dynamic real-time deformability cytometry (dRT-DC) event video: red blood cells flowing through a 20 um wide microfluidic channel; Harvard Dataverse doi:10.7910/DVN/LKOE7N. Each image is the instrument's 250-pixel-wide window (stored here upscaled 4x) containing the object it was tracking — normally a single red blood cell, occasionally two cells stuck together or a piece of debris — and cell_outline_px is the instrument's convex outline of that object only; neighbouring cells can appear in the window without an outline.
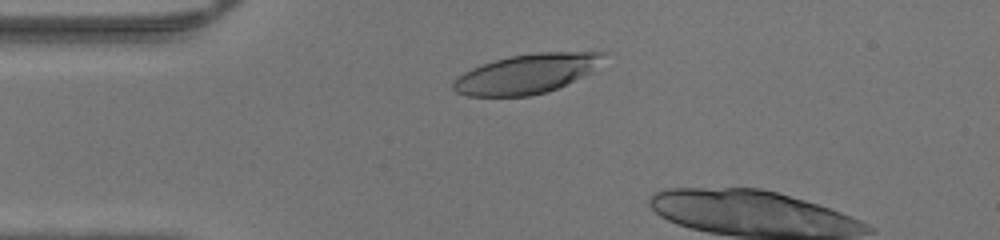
{"species": "human", "species_latin": "Homo sapiens", "temperature_condition": "warm", "stored_images_in_passage": 9, "camera_frame_rate_fps": 3000, "um_per_image_px": 0.085, "donor": {"sex": "male"}, "frame": {"image": 1, "passage_image": 6, "time_ms": 1.667, "image_size_px": [1000, 240], "cell_outline_px": [[612, 52], [588, 72], [548, 92], [528, 96], [468, 96], [456, 92], [452, 88], [452, 80], [456, 76], [472, 68], [496, 60], [512, 56], [536, 52]], "centroid_in_image_um": [44.71, 6.27], "position_along_channel_um": 40.3, "area_um2": 34.1}}